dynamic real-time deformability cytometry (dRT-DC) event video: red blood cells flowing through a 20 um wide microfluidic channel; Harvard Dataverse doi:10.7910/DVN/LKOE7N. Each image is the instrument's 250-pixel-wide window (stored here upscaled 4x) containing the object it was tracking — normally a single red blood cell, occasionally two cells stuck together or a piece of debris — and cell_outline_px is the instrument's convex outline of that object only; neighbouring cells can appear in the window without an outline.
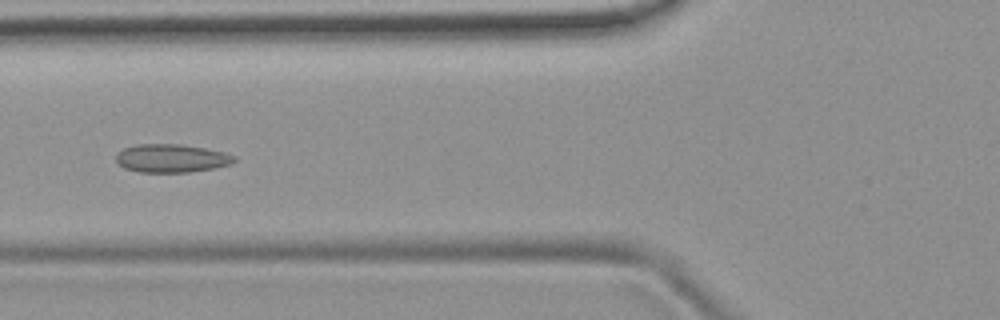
{"species": "common noctule bat (a hibernating species)", "species_latin": "Nyctalus noctula", "temperature_condition": "room temperature", "stored_images_in_passage": 3, "camera_frame_rate_fps": 3000, "um_per_image_px": 0.085, "animal": {"sex": "female", "body_mass_g": 19.9}, "frame": {"image": 1, "passage_image": 3, "time_ms": 4.333, "image_size_px": [1000, 320], "cell_outline_px": [[236, 160], [232, 164], [216, 168], [188, 172], [140, 172], [124, 168], [116, 160], [116, 152], [124, 148], [136, 144], [180, 144], [204, 148], [224, 152], [236, 156]], "centroid_in_image_um": [14.59, 13.45], "position_along_channel_um": 111.2, "area_um2": 19.59}}